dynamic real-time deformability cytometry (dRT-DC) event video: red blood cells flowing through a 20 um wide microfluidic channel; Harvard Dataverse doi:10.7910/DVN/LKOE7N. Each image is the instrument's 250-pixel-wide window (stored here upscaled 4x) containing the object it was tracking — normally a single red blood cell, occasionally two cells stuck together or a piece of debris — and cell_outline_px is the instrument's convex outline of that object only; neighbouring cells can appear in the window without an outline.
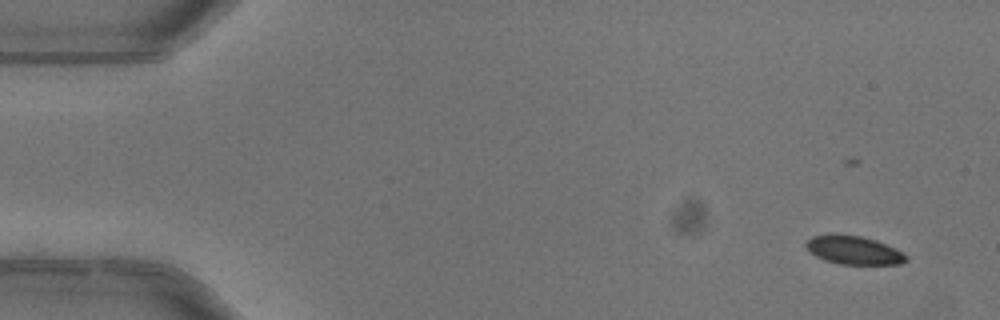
{"species": "common noctule bat (a hibernating species)", "species_latin": "Nyctalus noctula", "temperature_condition": "warm", "stored_images_in_passage": 4, "camera_frame_rate_fps": 3000, "um_per_image_px": 0.085, "animal": {"sex": "female"}, "frame": {"image": 1, "passage_image": 1, "time_ms": 0.0, "image_size_px": [1000, 320], "cell_outline_px": [[908, 260], [900, 264], [840, 264], [824, 260], [816, 256], [804, 244], [812, 236], [860, 236], [876, 240], [904, 252], [908, 256]], "centroid_in_image_um": [72.64, 21.3], "position_along_channel_um": 12.4, "area_um2": 16.13}}